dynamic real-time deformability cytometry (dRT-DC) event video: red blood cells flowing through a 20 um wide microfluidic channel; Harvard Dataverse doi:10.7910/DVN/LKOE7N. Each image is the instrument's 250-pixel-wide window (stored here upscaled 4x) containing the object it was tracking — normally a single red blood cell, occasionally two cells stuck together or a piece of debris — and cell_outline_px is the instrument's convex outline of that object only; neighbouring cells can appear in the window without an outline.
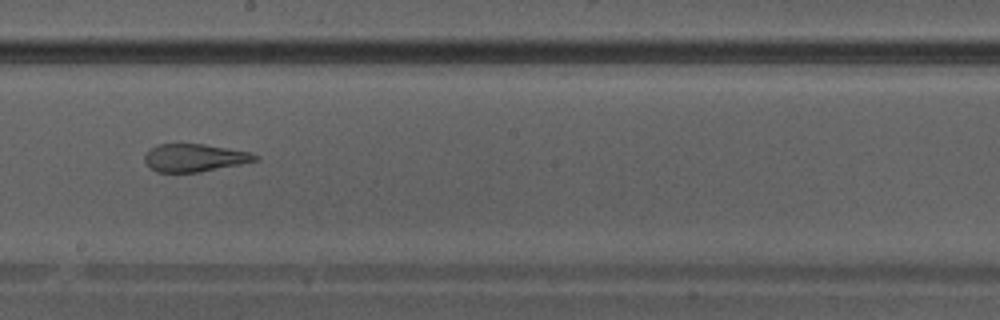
{"species": "Egyptian fruit bat (a non-hibernating species)", "species_latin": "Rousettus aegyptiacus", "temperature_condition": "warm", "stored_images_in_passage": 42, "segment_of_instrument_passage": [2, 2], "camera_frame_rate_fps": 3000, "um_per_image_px": 0.085, "animal": {"sex": "male"}, "frame": {"image": 1, "passage_image": 24, "time_ms": 7.667, "image_size_px": [1000, 320], "cell_outline_px": [[260, 160], [200, 172], [156, 172], [144, 160], [144, 156], [156, 144], [204, 144], [248, 152], [260, 156]], "centroid_in_image_um": [16.56, 13.41], "position_along_channel_um": 231.6, "area_um2": 17.69}}